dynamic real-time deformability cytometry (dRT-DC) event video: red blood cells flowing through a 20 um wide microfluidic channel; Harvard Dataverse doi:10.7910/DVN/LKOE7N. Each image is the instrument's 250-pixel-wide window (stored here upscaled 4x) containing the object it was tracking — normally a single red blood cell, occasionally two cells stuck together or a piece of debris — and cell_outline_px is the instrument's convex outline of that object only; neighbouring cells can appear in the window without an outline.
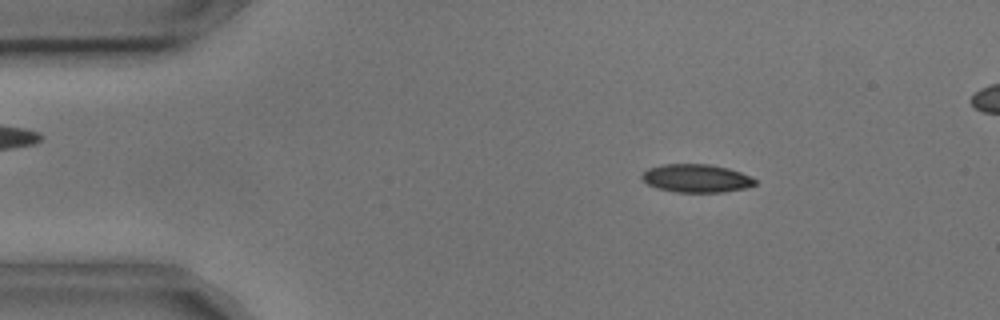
{"species": "common noctule bat (a hibernating species)", "species_latin": "Nyctalus noctula", "temperature_condition": "cold", "stored_images_in_passage": 6, "camera_frame_rate_fps": 3000, "um_per_image_px": 0.085, "animal": {"sex": "male", "body_mass_g": 17.9, "forearm_length_mm": 54.2}, "frame": {"image": 1, "passage_image": 1, "time_ms": 0.0, "image_size_px": [1000, 320], "cell_outline_px": [[756, 184], [744, 188], [724, 192], [676, 192], [656, 188], [648, 184], [640, 176], [648, 168], [664, 164], [708, 164], [728, 168], [740, 172], [756, 180]], "centroid_in_image_um": [59.17, 15.15], "position_along_channel_um": 25.8, "area_um2": 18.44}}